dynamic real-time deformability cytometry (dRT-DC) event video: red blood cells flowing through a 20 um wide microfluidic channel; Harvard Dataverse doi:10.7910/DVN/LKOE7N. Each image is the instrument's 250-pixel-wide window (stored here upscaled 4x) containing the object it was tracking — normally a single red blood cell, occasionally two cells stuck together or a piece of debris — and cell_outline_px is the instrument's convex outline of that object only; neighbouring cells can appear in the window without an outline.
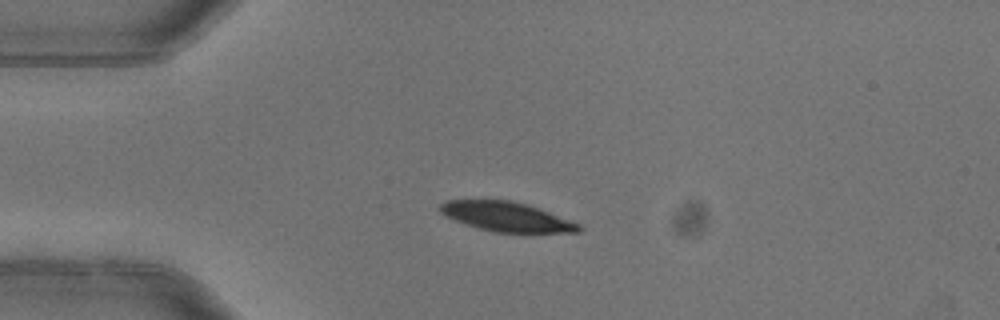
{"species": "common noctule bat (a hibernating species)", "species_latin": "Nyctalus noctula", "temperature_condition": "warm", "stored_images_in_passage": 4, "camera_frame_rate_fps": 3000, "um_per_image_px": 0.085, "animal": {"sex": "female"}, "frame": {"image": 1, "passage_image": 2, "time_ms": 0.333, "image_size_px": [1000, 320], "cell_outline_px": [[584, 228], [580, 232], [492, 232], [456, 220], [440, 212], [436, 208], [440, 204], [448, 200], [512, 200], [528, 204], [540, 208], [580, 224]], "centroid_in_image_um": [43.09, 18.41], "position_along_channel_um": 41.9, "area_um2": 23.7}}
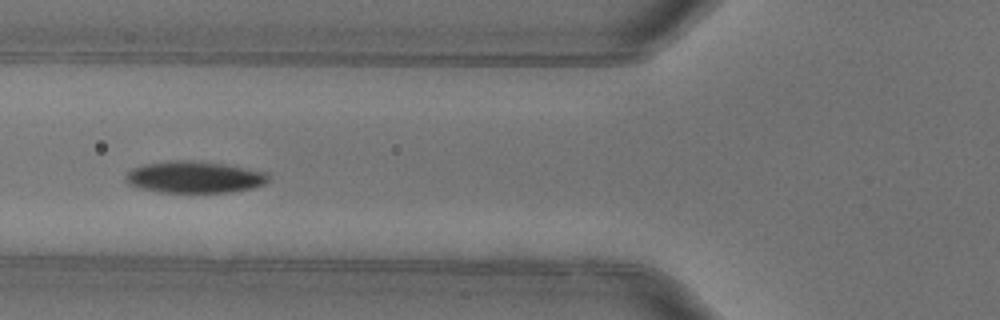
{"frame": {"image": 2, "passage_image": 4, "time_ms": 1.0, "image_size_px": [1000, 320], "cell_outline_px": [[268, 180], [264, 184], [252, 188], [228, 192], [160, 192], [140, 188], [128, 184], [124, 180], [124, 176], [132, 168], [144, 164], [168, 160], [192, 160], [224, 164], [268, 172]], "centroid_in_image_um": [16.49, 15.04], "position_along_channel_um": 109.3, "area_um2": 26.47}}